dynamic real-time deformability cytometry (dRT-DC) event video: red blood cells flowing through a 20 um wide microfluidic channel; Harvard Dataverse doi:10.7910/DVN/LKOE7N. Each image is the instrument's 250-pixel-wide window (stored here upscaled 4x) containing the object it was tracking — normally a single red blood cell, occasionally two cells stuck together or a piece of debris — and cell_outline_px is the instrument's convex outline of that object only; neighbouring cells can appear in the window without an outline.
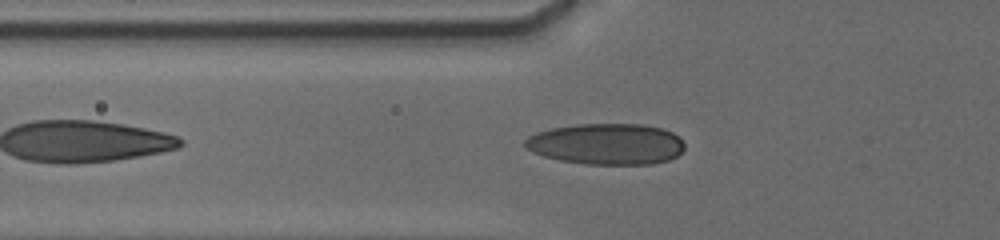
{"species": "human", "species_latin": "Homo sapiens", "temperature_condition": "cold", "stored_images_in_passage": 8, "camera_frame_rate_fps": 3000, "um_per_image_px": 0.085, "donor": {"sex": "male"}, "frame": {"image": 1, "passage_image": 4, "time_ms": 1.333, "image_size_px": [1000, 240], "cell_outline_px": [[684, 148], [676, 156], [668, 160], [652, 164], [584, 164], [560, 160], [544, 156], [532, 152], [524, 148], [524, 140], [528, 136], [536, 132], [552, 128], [576, 124], [640, 124], [664, 128], [680, 136], [684, 144]], "centroid_in_image_um": [51.54, 12.23], "position_along_channel_um": 74.3, "area_um2": 38.49}}
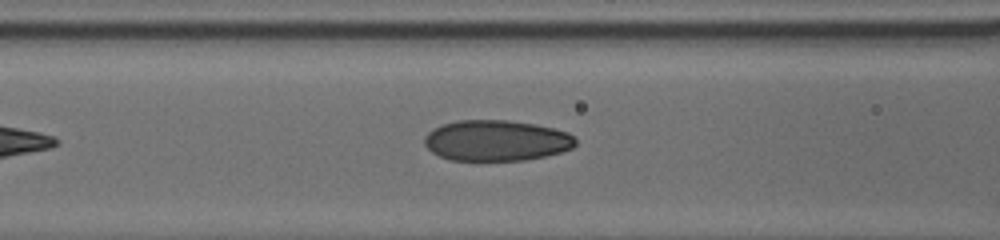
{"frame": {"image": 2, "passage_image": 7, "time_ms": 2.667, "image_size_px": [1000, 240], "cell_outline_px": [[576, 144], [572, 148], [560, 152], [544, 156], [524, 160], [448, 160], [432, 152], [424, 144], [424, 136], [428, 132], [444, 124], [456, 120], [508, 120], [532, 124], [552, 128], [568, 132], [576, 140]], "centroid_in_image_um": [42.17, 11.95], "position_along_channel_um": 124.4, "area_um2": 35.72}}